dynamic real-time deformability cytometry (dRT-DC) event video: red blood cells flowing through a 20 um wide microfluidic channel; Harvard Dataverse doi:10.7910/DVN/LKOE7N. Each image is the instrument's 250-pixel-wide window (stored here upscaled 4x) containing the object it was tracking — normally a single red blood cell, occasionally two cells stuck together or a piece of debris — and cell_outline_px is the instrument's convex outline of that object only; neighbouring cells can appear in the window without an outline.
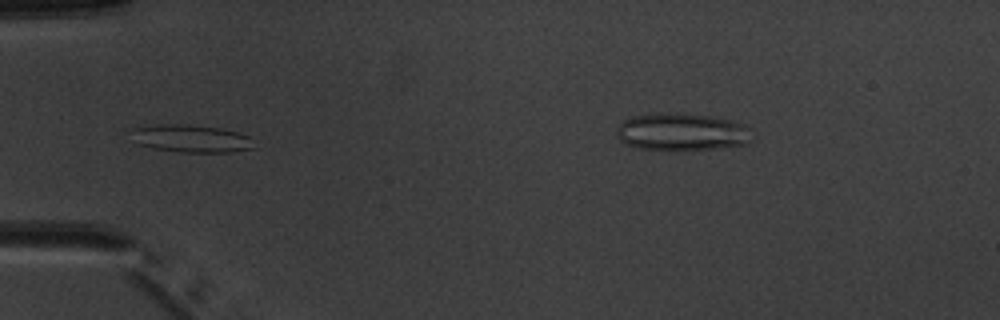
{"species": "common noctule bat (a hibernating species)", "species_latin": "Nyctalus noctula", "temperature_condition": "warm", "stored_images_in_passage": 5, "camera_frame_rate_fps": 3000, "um_per_image_px": 0.085, "animal": {"sex": "male", "body_mass_g": 20.1, "forearm_length_mm": 53.5}, "frame": {"image": 1, "passage_image": 5, "time_ms": 4.667, "image_size_px": [1000, 320], "cell_outline_px": [[256, 148], [232, 152], [176, 152], [152, 148], [140, 144], [132, 128], [156, 124], [188, 124], [220, 128], [236, 132], [248, 136]], "centroid_in_image_um": [16.3, 11.78], "position_along_channel_um": 68.7, "area_um2": 19.54}}